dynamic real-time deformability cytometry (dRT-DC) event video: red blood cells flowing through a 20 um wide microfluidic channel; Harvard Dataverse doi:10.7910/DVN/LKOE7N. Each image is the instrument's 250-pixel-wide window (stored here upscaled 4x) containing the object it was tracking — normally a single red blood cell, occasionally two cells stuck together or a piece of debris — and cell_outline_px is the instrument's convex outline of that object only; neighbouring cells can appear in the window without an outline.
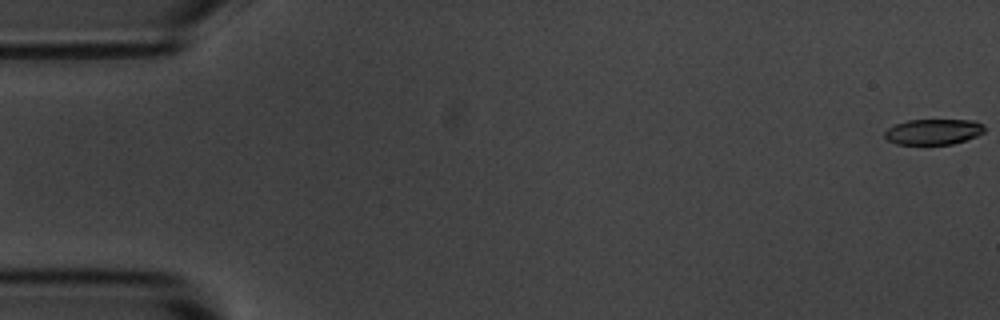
{"species": "common noctule bat (a hibernating species)", "species_latin": "Nyctalus noctula", "temperature_condition": "room temperature", "stored_images_in_passage": 56, "camera_frame_rate_fps": 3000, "um_per_image_px": 0.085, "animal": {"sex": "male", "body_mass_g": 20.1, "forearm_length_mm": 53.5}, "frame": {"image": 1, "passage_image": 1, "time_ms": 0.0, "image_size_px": [1000, 320], "cell_outline_px": [[984, 132], [976, 136], [952, 144], [896, 144], [888, 140], [884, 136], [884, 132], [888, 128], [896, 124], [908, 120], [972, 120], [980, 124], [984, 128]], "centroid_in_image_um": [79.3, 11.2], "position_along_channel_um": 5.7, "area_um2": 14.68}}
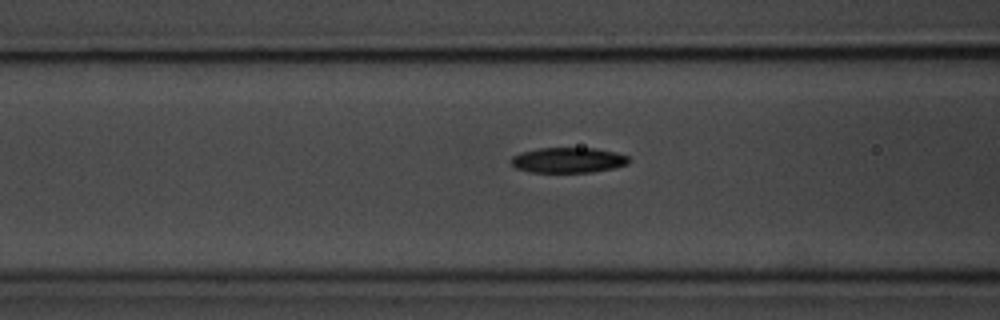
{"frame": {"image": 2, "passage_image": 22, "time_ms": 7.0, "image_size_px": [1000, 320], "cell_outline_px": [[628, 164], [616, 168], [592, 172], [528, 172], [516, 168], [508, 160], [512, 156], [520, 152], [540, 148], [596, 148], [616, 152], [628, 156]], "centroid_in_image_um": [48.27, 13.61], "position_along_channel_um": 118.3, "area_um2": 17.57}}
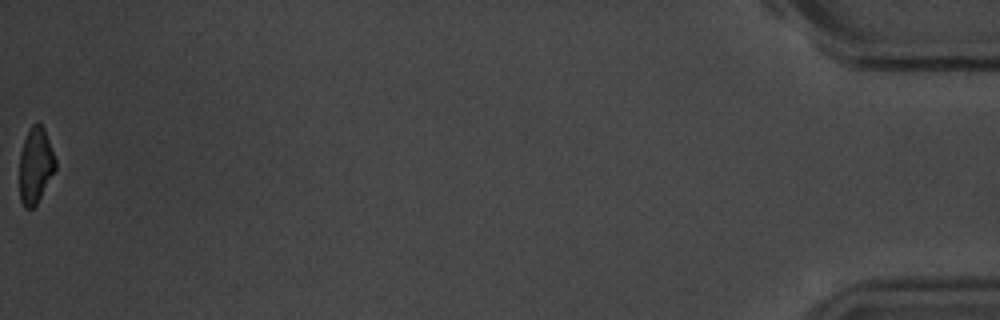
{"frame": {"image": 3, "passage_image": 56, "time_ms": 18.333, "image_size_px": [1000, 320], "cell_outline_px": [[56, 168], [36, 204], [32, 208], [24, 208], [20, 200], [20, 152], [24, 140], [32, 124], [40, 124], [44, 128], [56, 160]], "centroid_in_image_um": [3.01, 14.07], "position_along_channel_um": 432.2, "area_um2": 15.61}, "authors_computed_cell_mechanics": {"area_um2": 17.5134, "velocity_mm_per_s": 3.6596, "shape_relaxation_time_tau1_ms": 2.7096, "shape_relaxation_time_tau2_ms": 8.1773, "deformation_change_tau1": 0.1335, "deformation_change_tau2": 0.1523}}